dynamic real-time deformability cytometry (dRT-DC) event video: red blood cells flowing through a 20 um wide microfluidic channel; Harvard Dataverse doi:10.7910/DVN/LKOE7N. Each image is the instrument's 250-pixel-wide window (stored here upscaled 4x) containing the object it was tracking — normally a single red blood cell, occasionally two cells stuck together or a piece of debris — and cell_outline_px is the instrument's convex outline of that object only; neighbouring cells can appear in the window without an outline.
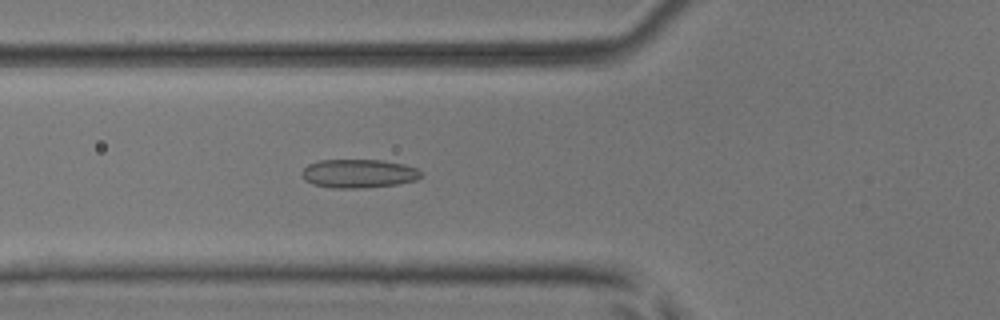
{"species": "common noctule bat (a hibernating species)", "species_latin": "Nyctalus noctula", "temperature_condition": "room temperature", "stored_images_in_passage": 47, "camera_frame_rate_fps": 3000, "um_per_image_px": 0.085, "animal": {"sex": "male", "body_mass_g": 17.9, "forearm_length_mm": 54.2}, "frame": {"image": 1, "passage_image": 20, "time_ms": 6.333, "image_size_px": [1000, 320], "cell_outline_px": [[424, 176], [416, 180], [396, 184], [356, 188], [332, 188], [312, 184], [304, 180], [304, 168], [308, 164], [320, 160], [380, 160], [404, 164], [416, 168]], "centroid_in_image_um": [30.49, 14.75], "position_along_channel_um": 95.3, "area_um2": 19.71}}
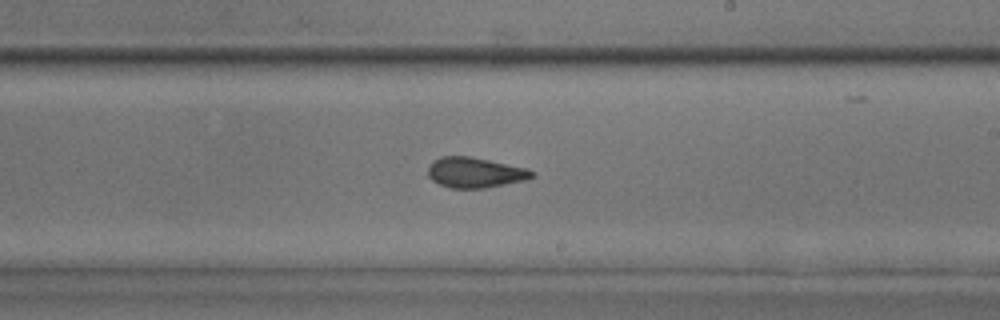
{"frame": {"image": 2, "passage_image": 32, "time_ms": 10.333, "image_size_px": [1000, 320], "cell_outline_px": [[536, 176], [528, 180], [484, 188], [452, 188], [440, 184], [432, 180], [428, 176], [428, 168], [432, 160], [440, 156], [472, 156], [528, 168], [536, 172]], "centroid_in_image_um": [40.42, 14.65], "position_along_channel_um": 248.6, "area_um2": 18.73}}
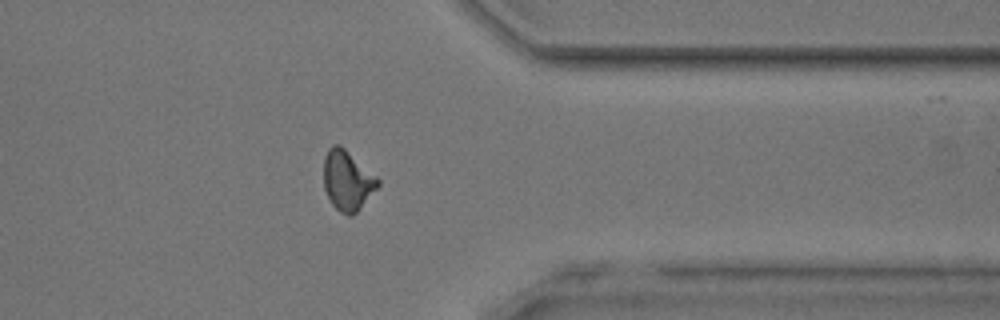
{"frame": {"image": 3, "passage_image": 43, "time_ms": 14.0, "image_size_px": [1000, 320], "cell_outline_px": [[380, 184], [360, 208], [352, 216], [348, 216], [340, 212], [332, 204], [324, 188], [324, 156], [328, 148], [332, 144], [340, 144], [376, 176], [380, 180]], "centroid_in_image_um": [29.51, 15.33], "position_along_channel_um": 381.9, "area_um2": 18.84}, "authors_computed_cell_mechanics": {"area_um2": 19.0162, "velocity_mm_per_s": 3.8387, "shape_relaxation_time_tau1_ms": 4.8915, "shape_relaxation_time_tau2_ms": 1.9427, "deformation_change_tau1": 0.1147, "deformation_change_tau2": 0.0829}}